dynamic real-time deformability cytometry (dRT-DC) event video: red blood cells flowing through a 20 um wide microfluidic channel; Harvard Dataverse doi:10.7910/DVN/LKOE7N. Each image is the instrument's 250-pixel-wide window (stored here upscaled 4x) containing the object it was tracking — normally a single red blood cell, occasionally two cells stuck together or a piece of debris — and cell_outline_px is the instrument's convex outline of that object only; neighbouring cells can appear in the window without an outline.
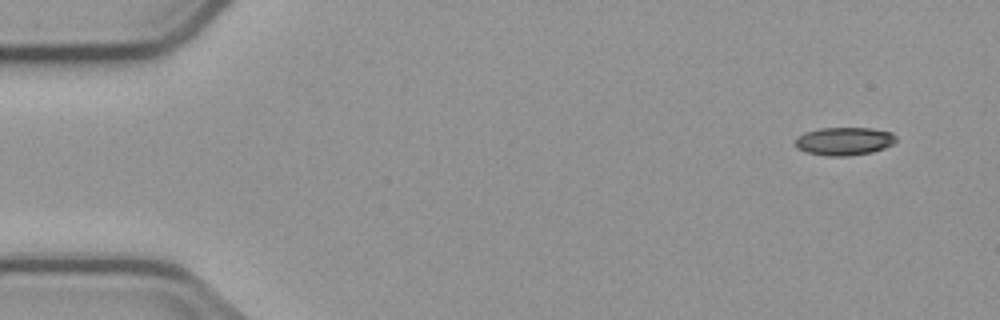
{"species": "common noctule bat (a hibernating species)", "species_latin": "Nyctalus noctula", "temperature_condition": "cold", "stored_images_in_passage": 3, "camera_frame_rate_fps": 3000, "um_per_image_px": 0.085, "animal": {"sex": "male", "body_mass_g": 23.1, "forearm_length_mm": 52.7}, "frame": {"image": 1, "passage_image": 1, "time_ms": 0.0, "image_size_px": [1000, 320], "cell_outline_px": [[896, 140], [892, 144], [884, 148], [872, 152], [848, 156], [828, 156], [804, 152], [796, 148], [792, 144], [792, 140], [796, 136], [804, 132], [820, 128], [872, 128], [892, 132], [896, 136]], "centroid_in_image_um": [71.68, 12.0], "position_along_channel_um": 13.3, "area_um2": 16.88}}